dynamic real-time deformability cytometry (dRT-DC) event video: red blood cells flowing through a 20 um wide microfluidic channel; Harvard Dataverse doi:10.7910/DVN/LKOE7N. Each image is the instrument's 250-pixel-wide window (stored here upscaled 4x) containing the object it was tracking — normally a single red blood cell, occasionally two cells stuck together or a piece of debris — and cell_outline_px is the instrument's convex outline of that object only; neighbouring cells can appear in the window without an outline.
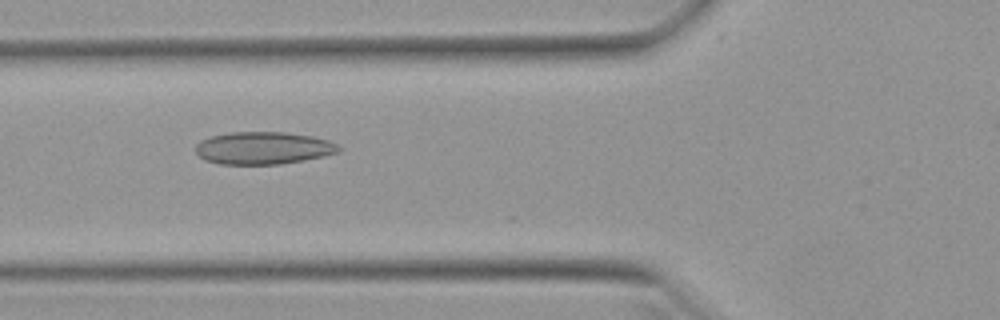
{"species": "Egyptian fruit bat (a non-hibernating species)", "species_latin": "Rousettus aegyptiacus", "temperature_condition": "warm", "stored_images_in_passage": 37, "camera_frame_rate_fps": 3000, "um_per_image_px": 0.085, "animal": {"sex": "female"}, "frame": {"image": 1, "passage_image": 9, "time_ms": 2.667, "image_size_px": [1000, 320], "cell_outline_px": [[340, 152], [324, 156], [304, 160], [280, 164], [220, 164], [204, 160], [196, 152], [196, 144], [200, 140], [212, 136], [232, 132], [284, 132], [312, 136], [328, 140], [336, 144], [340, 148]], "centroid_in_image_um": [22.37, 12.58], "position_along_channel_um": 103.4, "area_um2": 27.05}}
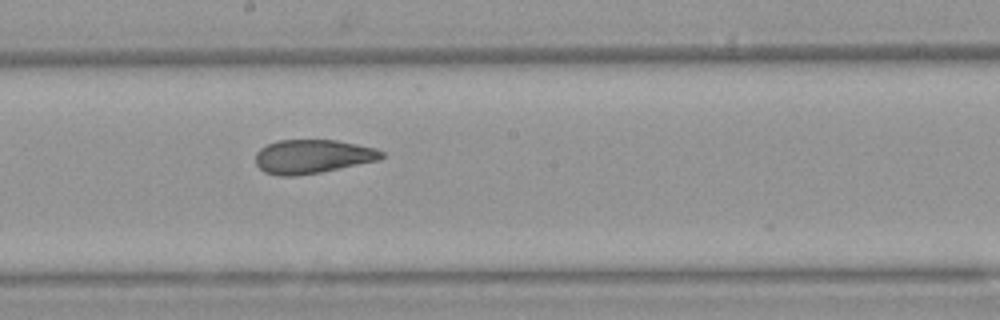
{"frame": {"image": 2, "passage_image": 18, "time_ms": 5.667, "image_size_px": [1000, 320], "cell_outline_px": [[384, 156], [380, 160], [320, 172], [296, 176], [280, 176], [264, 172], [256, 164], [256, 152], [260, 148], [276, 140], [336, 140], [376, 148], [384, 152]], "centroid_in_image_um": [26.56, 13.3], "position_along_channel_um": 221.6, "area_um2": 24.91}}
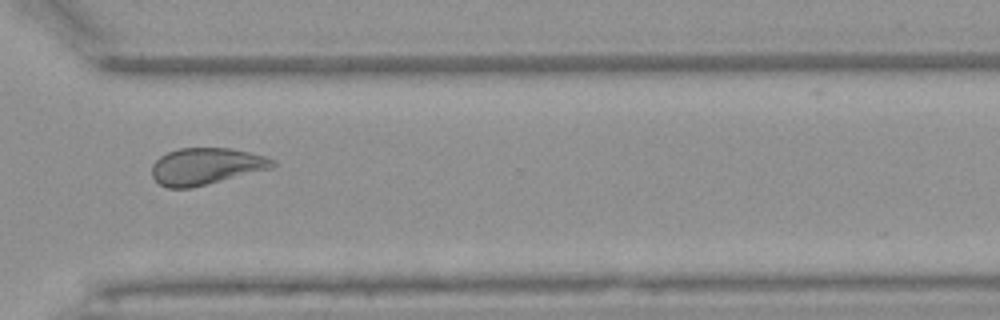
{"frame": {"image": 3, "passage_image": 28, "time_ms": 9.0, "image_size_px": [1000, 320], "cell_outline_px": [[276, 164], [272, 168], [192, 188], [168, 188], [160, 184], [152, 176], [152, 164], [160, 156], [168, 152], [180, 148], [232, 148], [264, 156], [272, 160]], "centroid_in_image_um": [17.49, 14.14], "position_along_channel_um": 353.1, "area_um2": 25.72}, "authors_computed_cell_mechanics": {"area_um2": 25.7788, "velocity_mm_per_s": 3.9429, "shape_relaxation_time_tau1_ms": null, "shape_relaxation_time_tau2_ms": 1.836, "deformation_change_tau1": null, "deformation_change_tau2": 0.074}}